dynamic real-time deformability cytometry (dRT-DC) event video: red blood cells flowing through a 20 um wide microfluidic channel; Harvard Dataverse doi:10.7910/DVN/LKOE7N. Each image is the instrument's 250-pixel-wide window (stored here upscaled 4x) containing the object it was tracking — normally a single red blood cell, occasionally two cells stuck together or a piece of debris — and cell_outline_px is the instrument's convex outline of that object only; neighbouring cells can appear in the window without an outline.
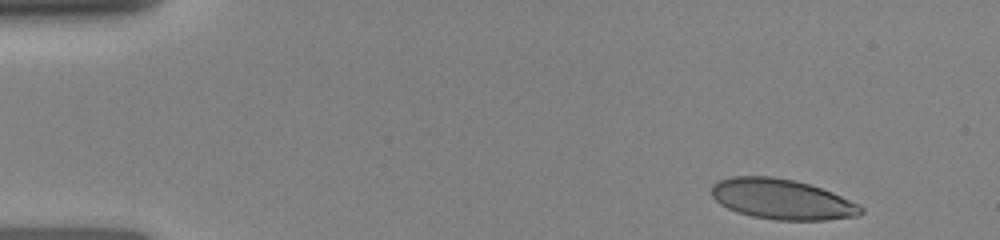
{"species": "human", "species_latin": "Homo sapiens", "temperature_condition": "room temperature", "stored_images_in_passage": 33, "camera_frame_rate_fps": 3000, "um_per_image_px": 0.085, "donor": {"sex": "female"}, "frame": {"image": 1, "passage_image": 1, "time_ms": 0.0, "image_size_px": [1000, 240], "cell_outline_px": [[864, 212], [860, 216], [828, 220], [776, 220], [752, 216], [736, 212], [720, 204], [712, 196], [712, 184], [716, 180], [732, 176], [772, 176], [792, 180], [808, 184], [832, 192], [860, 204], [864, 208]], "centroid_in_image_um": [66.48, 16.94], "position_along_channel_um": 18.5, "area_um2": 35.32}}
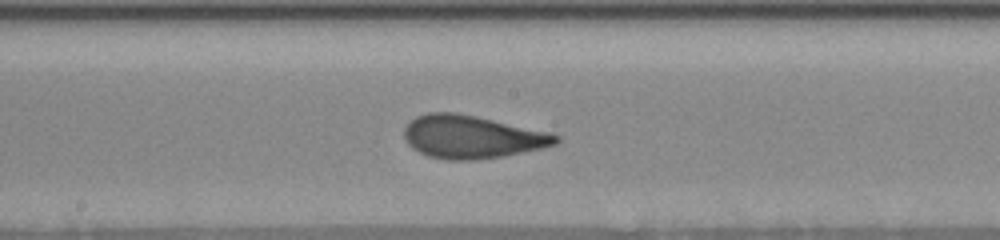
{"frame": {"image": 2, "passage_image": 19, "time_ms": 7.0, "image_size_px": [1000, 240], "cell_outline_px": [[560, 140], [556, 144], [540, 148], [500, 156], [476, 160], [444, 160], [428, 156], [412, 148], [408, 144], [404, 136], [404, 128], [416, 116], [428, 112], [456, 112], [548, 132], [560, 136]], "centroid_in_image_um": [40.06, 11.63], "position_along_channel_um": 208.1, "area_um2": 37.57}}
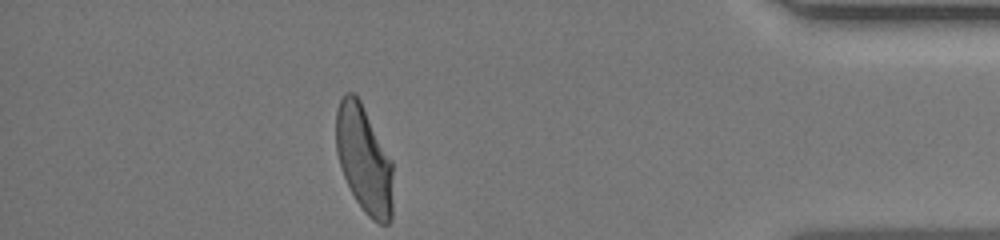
{"frame": {"image": 3, "passage_image": 33, "time_ms": 12.667, "image_size_px": [1000, 240], "cell_outline_px": [[392, 220], [388, 224], [380, 224], [372, 220], [364, 212], [356, 200], [344, 176], [336, 152], [336, 112], [340, 100], [344, 92], [352, 92], [360, 100], [392, 160]], "centroid_in_image_um": [30.95, 13.56], "position_along_channel_um": 404.3, "area_um2": 35.6}}